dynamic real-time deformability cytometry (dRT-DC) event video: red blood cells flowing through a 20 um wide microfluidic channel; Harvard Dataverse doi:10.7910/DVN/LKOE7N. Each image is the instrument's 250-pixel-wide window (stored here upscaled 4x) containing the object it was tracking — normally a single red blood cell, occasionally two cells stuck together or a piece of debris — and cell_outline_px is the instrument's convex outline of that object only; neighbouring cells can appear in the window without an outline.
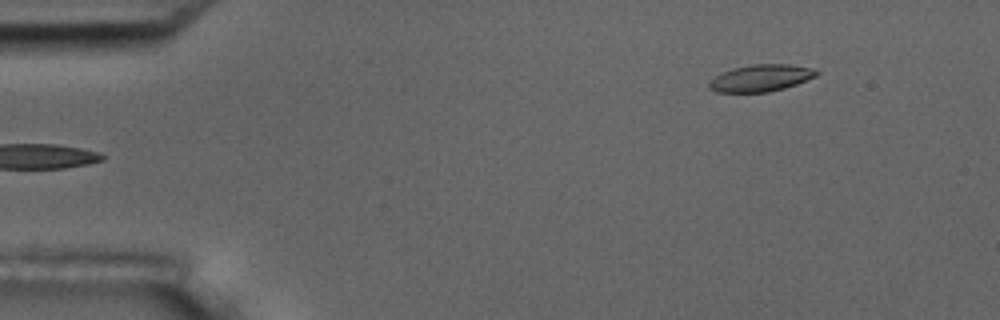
{"species": "common noctule bat (a hibernating species)", "species_latin": "Nyctalus noctula", "temperature_condition": "room temperature", "stored_images_in_passage": 4, "segment_of_instrument_passage": [2, 2], "camera_frame_rate_fps": 3000, "um_per_image_px": 0.085, "animal": {"sex": "male", "body_mass_g": 17.5, "forearm_length_mm": 52.3}, "frame": {"image": 1, "passage_image": 4, "time_ms": 4.333, "image_size_px": [1000, 320], "cell_outline_px": [[820, 72], [816, 76], [796, 84], [784, 88], [768, 92], [716, 92], [708, 88], [708, 84], [716, 76], [732, 68], [752, 64], [788, 64], [816, 68]], "centroid_in_image_um": [64.7, 6.62], "position_along_channel_um": 20.3, "area_um2": 16.82}}